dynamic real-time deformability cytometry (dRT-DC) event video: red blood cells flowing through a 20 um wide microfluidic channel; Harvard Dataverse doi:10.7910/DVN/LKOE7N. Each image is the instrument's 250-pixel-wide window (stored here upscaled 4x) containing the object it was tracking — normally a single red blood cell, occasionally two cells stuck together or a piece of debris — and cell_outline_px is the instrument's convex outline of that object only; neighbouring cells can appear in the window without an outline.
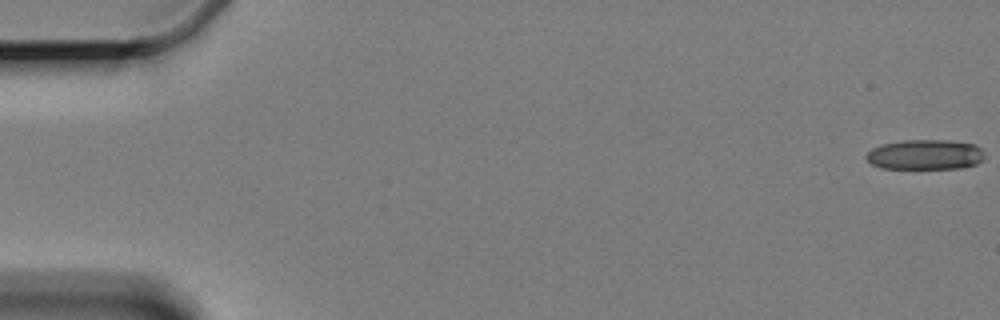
{"species": "Egyptian fruit bat (a non-hibernating species)", "species_latin": "Rousettus aegyptiacus", "temperature_condition": "cold", "stored_images_in_passage": 3, "camera_frame_rate_fps": 3000, "um_per_image_px": 0.085, "animal": {"sex": "female"}, "frame": {"image": 1, "passage_image": 1, "time_ms": 0.0, "image_size_px": [1000, 320], "cell_outline_px": [[984, 160], [976, 164], [960, 168], [880, 168], [872, 164], [864, 156], [872, 148], [880, 144], [900, 140], [948, 140], [976, 144], [984, 152]], "centroid_in_image_um": [78.64, 13.13], "position_along_channel_um": 6.4, "area_um2": 20.92}}